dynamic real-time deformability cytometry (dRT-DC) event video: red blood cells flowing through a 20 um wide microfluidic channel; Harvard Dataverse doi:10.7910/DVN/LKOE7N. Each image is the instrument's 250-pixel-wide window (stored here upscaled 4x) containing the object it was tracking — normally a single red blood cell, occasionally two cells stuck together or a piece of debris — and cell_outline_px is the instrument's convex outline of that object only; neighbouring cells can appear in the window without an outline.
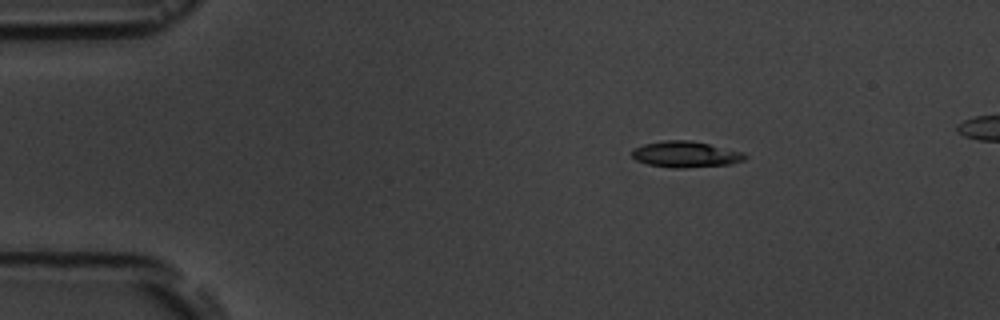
{"species": "common noctule bat (a hibernating species)", "species_latin": "Nyctalus noctula", "temperature_condition": "room temperature", "stored_images_in_passage": 4, "segment_of_instrument_passage": [1, 2], "camera_frame_rate_fps": 3000, "um_per_image_px": 0.085, "animal": {"sex": "male", "body_mass_g": 19.5, "forearm_length_mm": 54.6}, "frame": {"image": 1, "passage_image": 1, "time_ms": 0.0, "image_size_px": [1000, 320], "cell_outline_px": [[748, 156], [744, 160], [732, 164], [680, 168], [676, 168], [648, 164], [636, 160], [632, 156], [632, 148], [644, 144], [664, 140], [692, 140], [744, 152]], "centroid_in_image_um": [58.3, 13.11], "position_along_channel_um": 26.7, "area_um2": 17.22}}